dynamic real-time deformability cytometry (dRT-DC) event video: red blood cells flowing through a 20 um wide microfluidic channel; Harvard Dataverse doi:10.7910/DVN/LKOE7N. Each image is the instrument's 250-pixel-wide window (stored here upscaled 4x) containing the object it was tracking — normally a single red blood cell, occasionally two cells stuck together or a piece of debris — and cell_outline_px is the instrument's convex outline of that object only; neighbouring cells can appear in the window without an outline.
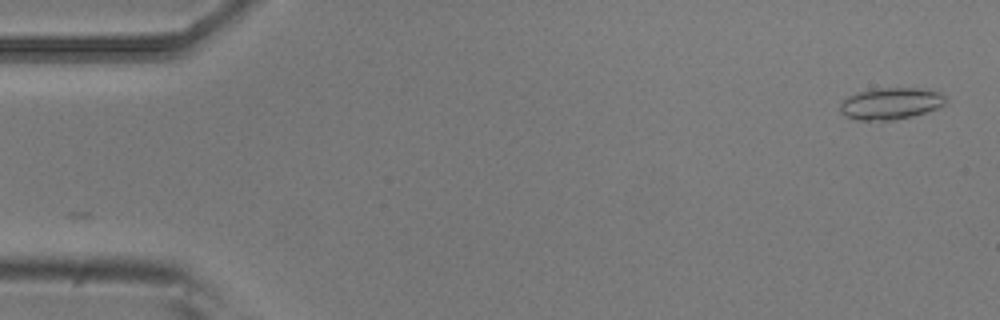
{"species": "common noctule bat (a hibernating species)", "species_latin": "Nyctalus noctula", "temperature_condition": "room temperature", "stored_images_in_passage": 2, "camera_frame_rate_fps": 3000, "um_per_image_px": 0.085, "animal": {"sex": "male", "body_mass_g": 20.5, "forearm_length_mm": 52.5}, "frame": {"image": 1, "passage_image": 2, "time_ms": 0.333, "image_size_px": [1000, 320], "cell_outline_px": [[944, 104], [936, 108], [912, 116], [896, 120], [860, 120], [844, 116], [840, 112], [840, 104], [848, 96], [860, 92], [880, 88], [920, 88], [940, 92], [944, 96]], "centroid_in_image_um": [75.68, 8.8], "position_along_channel_um": 9.3, "area_um2": 19.25}}